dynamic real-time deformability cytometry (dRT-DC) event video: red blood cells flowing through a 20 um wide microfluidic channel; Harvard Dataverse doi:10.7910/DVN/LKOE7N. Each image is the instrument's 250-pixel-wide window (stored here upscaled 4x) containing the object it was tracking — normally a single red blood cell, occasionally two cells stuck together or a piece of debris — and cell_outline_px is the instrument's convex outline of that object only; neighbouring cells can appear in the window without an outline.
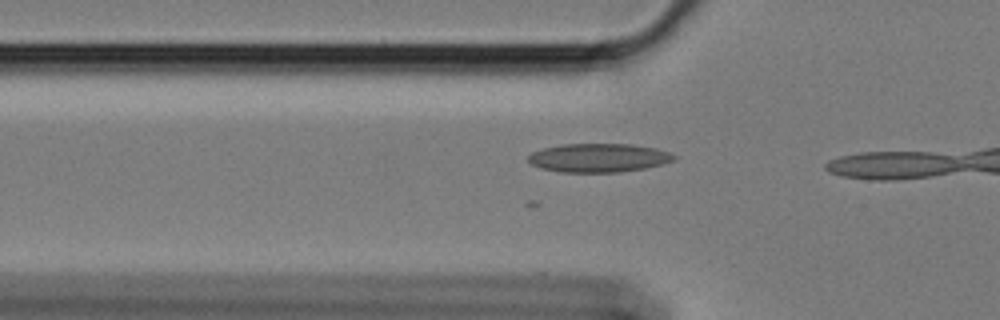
{"species": "Egyptian fruit bat (a non-hibernating species)", "species_latin": "Rousettus aegyptiacus", "temperature_condition": "cold", "stored_images_in_passage": 5, "camera_frame_rate_fps": 3000, "um_per_image_px": 0.085, "animal": {"sex": "female"}, "frame": {"image": 1, "passage_image": 3, "time_ms": 0.667, "image_size_px": [1000, 320], "cell_outline_px": [[676, 160], [664, 164], [644, 168], [620, 172], [560, 172], [540, 168], [532, 164], [528, 160], [528, 156], [532, 152], [544, 148], [560, 144], [632, 144], [656, 148], [668, 152], [676, 156]], "centroid_in_image_um": [50.9, 13.41], "position_along_channel_um": 74.9, "area_um2": 24.45}}